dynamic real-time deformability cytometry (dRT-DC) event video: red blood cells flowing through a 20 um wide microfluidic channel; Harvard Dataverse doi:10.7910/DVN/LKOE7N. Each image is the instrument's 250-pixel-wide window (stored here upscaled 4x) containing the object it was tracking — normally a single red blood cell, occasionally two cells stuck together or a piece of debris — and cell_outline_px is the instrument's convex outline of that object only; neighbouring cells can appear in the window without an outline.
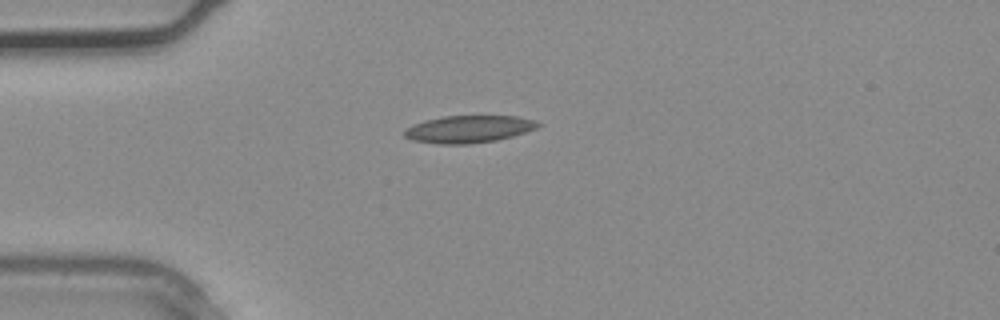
{"species": "common noctule bat (a hibernating species)", "species_latin": "Nyctalus noctula", "temperature_condition": "warm", "stored_images_in_passage": 1, "camera_frame_rate_fps": 3000, "um_per_image_px": 0.085, "animal": {"sex": "male", "body_mass_g": 20.4}, "frame": {"image": 1, "passage_image": 1, "time_ms": 0.0, "image_size_px": [1000, 320], "cell_outline_px": [[540, 124], [536, 128], [512, 136], [496, 140], [468, 144], [436, 144], [412, 140], [404, 136], [404, 132], [412, 124], [424, 120], [444, 116], [516, 116], [536, 120]], "centroid_in_image_um": [39.81, 10.97], "position_along_channel_um": 45.2, "area_um2": 21.15}}